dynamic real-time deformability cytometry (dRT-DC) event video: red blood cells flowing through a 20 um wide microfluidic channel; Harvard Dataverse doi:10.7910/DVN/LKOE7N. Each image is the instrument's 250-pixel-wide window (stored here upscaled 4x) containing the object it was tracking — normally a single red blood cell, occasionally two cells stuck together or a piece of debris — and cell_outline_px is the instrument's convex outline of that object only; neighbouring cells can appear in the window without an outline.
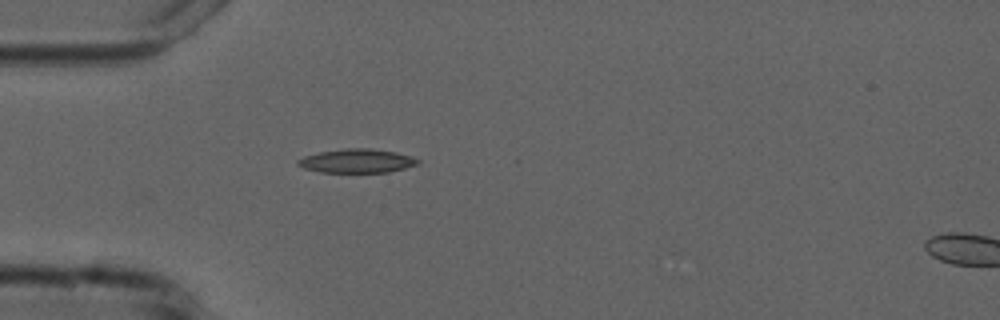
{"species": "common noctule bat (a hibernating species)", "species_latin": "Nyctalus noctula", "temperature_condition": "cold", "stored_images_in_passage": 6, "camera_frame_rate_fps": 3000, "um_per_image_px": 0.085, "animal": {"sex": "male", "forearm_length_mm": 52.5}, "frame": {"image": 1, "passage_image": 5, "time_ms": 5.667, "image_size_px": [1000, 320], "cell_outline_px": [[420, 164], [388, 172], [320, 172], [304, 168], [296, 164], [296, 160], [304, 156], [320, 152], [348, 148], [372, 148], [396, 152], [412, 156], [420, 160]], "centroid_in_image_um": [30.35, 13.67], "position_along_channel_um": 54.6, "area_um2": 16.7}}